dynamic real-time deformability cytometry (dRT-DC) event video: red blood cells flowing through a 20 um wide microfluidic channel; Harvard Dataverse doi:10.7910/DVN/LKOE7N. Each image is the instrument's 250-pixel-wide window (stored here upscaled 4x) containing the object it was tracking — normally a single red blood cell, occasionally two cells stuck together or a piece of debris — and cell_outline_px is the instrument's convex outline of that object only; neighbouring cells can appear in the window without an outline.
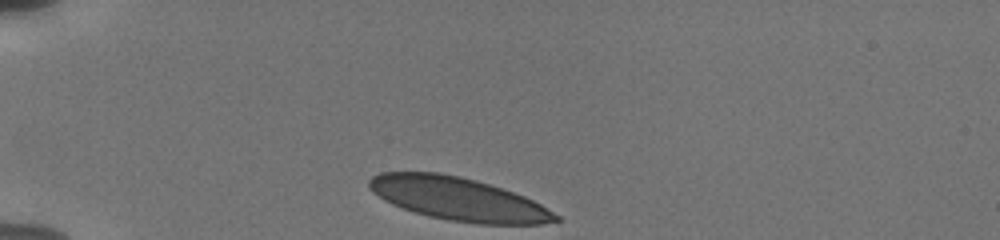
{"species": "human", "species_latin": "Homo sapiens", "temperature_condition": "cold", "stored_images_in_passage": 11, "camera_frame_rate_fps": 3000, "um_per_image_px": 0.085, "donor": {"sex": "male"}, "frame": {"image": 1, "passage_image": 1, "time_ms": 0.0, "image_size_px": [1000, 240], "cell_outline_px": [[560, 220], [540, 224], [480, 224], [448, 220], [428, 216], [392, 204], [384, 200], [372, 192], [368, 188], [368, 180], [372, 176], [380, 172], [440, 172], [460, 176], [476, 180], [524, 196], [540, 204], [560, 216]], "centroid_in_image_um": [38.92, 16.9], "position_along_channel_um": 46.1, "area_um2": 46.64}}